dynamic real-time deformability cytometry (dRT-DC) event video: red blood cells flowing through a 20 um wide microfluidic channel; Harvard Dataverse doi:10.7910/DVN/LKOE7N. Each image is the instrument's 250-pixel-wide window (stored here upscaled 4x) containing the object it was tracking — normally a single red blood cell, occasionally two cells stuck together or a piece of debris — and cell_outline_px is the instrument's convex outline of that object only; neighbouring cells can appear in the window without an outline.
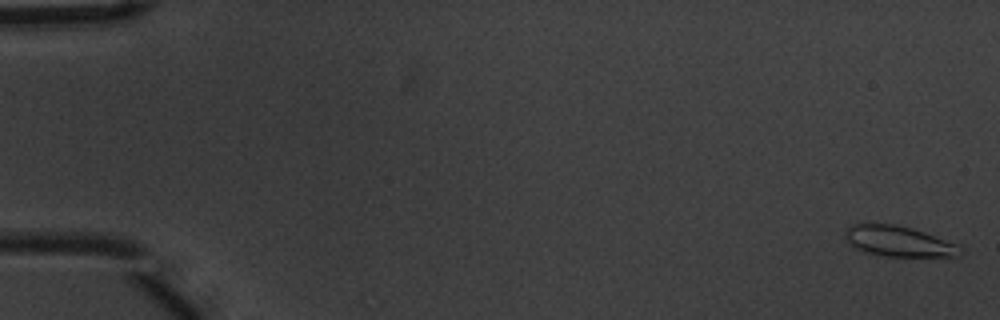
{"species": "common noctule bat (a hibernating species)", "species_latin": "Nyctalus noctula", "temperature_condition": "warm", "stored_images_in_passage": 56, "camera_frame_rate_fps": 3000, "um_per_image_px": 0.085, "animal": {"sex": "male", "body_mass_g": 20.1, "forearm_length_mm": 53.5}, "frame": {"image": 1, "passage_image": 2, "time_ms": 0.333, "image_size_px": [1000, 320], "cell_outline_px": [[964, 252], [960, 256], [888, 256], [864, 252], [852, 248], [844, 232], [852, 224], [896, 224], [912, 228], [924, 232], [956, 244], [964, 248]], "centroid_in_image_um": [76.4, 20.52], "position_along_channel_um": 8.6, "area_um2": 20.4}}
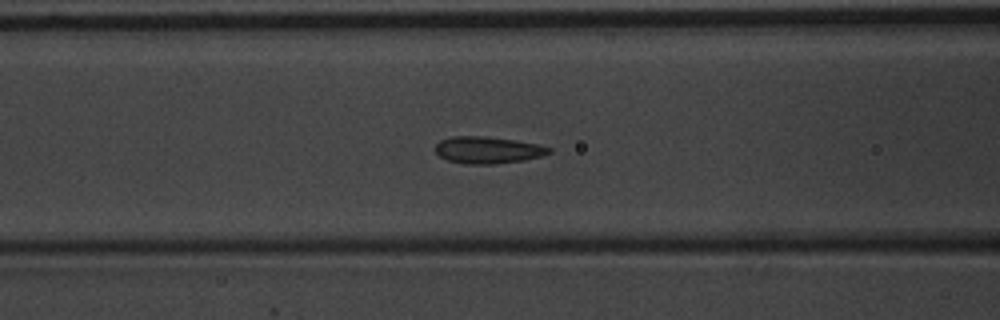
{"frame": {"image": 2, "passage_image": 24, "time_ms": 7.667, "image_size_px": [1000, 320], "cell_outline_px": [[552, 152], [540, 156], [524, 160], [496, 164], [464, 164], [448, 160], [440, 156], [436, 152], [436, 144], [440, 140], [452, 136], [484, 136], [516, 140], [536, 144], [552, 148]], "centroid_in_image_um": [41.46, 12.75], "position_along_channel_um": 125.1, "area_um2": 17.8}}
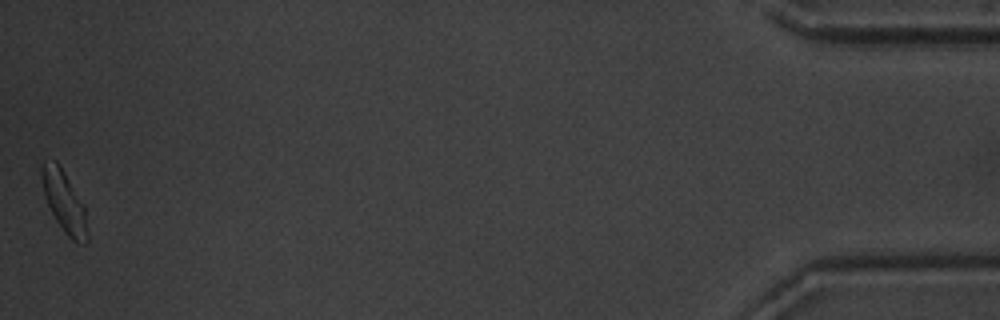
{"frame": {"image": 3, "passage_image": 56, "time_ms": 18.333, "image_size_px": [1000, 320], "cell_outline_px": [[88, 240], [84, 244], [80, 244], [72, 240], [64, 232], [56, 220], [44, 196], [40, 172], [40, 168], [44, 160], [56, 160], [64, 172], [84, 204], [88, 232]], "centroid_in_image_um": [5.46, 17.14], "position_along_channel_um": 429.7, "area_um2": 16.42}, "authors_computed_cell_mechanics": {"area_um2": 17.4845, "velocity_mm_per_s": 3.6918, "shape_relaxation_time_tau1_ms": 3.7691, "shape_relaxation_time_tau2_ms": 1.573, "deformation_change_tau1": 0.1095, "deformation_change_tau2": 0.0822}}